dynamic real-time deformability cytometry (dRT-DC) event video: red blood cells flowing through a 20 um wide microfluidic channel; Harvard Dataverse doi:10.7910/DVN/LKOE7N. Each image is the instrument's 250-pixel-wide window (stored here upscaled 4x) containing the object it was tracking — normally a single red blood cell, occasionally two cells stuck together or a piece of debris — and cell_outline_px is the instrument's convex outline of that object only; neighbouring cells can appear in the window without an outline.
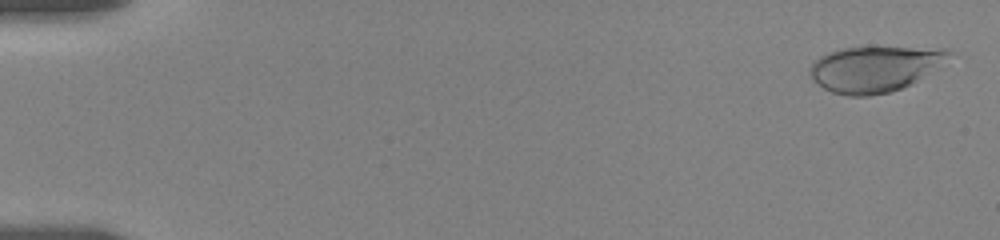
{"species": "human", "species_latin": "Homo sapiens", "temperature_condition": "room temperature", "stored_images_in_passage": 13, "camera_frame_rate_fps": 3000, "um_per_image_px": 0.085, "donor": {"sex": "female"}, "frame": {"image": 1, "passage_image": 1, "time_ms": 0.0, "image_size_px": [1000, 240], "cell_outline_px": [[952, 52], [912, 84], [892, 92], [868, 96], [848, 96], [832, 92], [824, 88], [812, 80], [808, 72], [808, 68], [812, 60], [828, 52], [844, 48], [944, 48]], "centroid_in_image_um": [74.21, 5.88], "position_along_channel_um": 10.8, "area_um2": 36.41}}
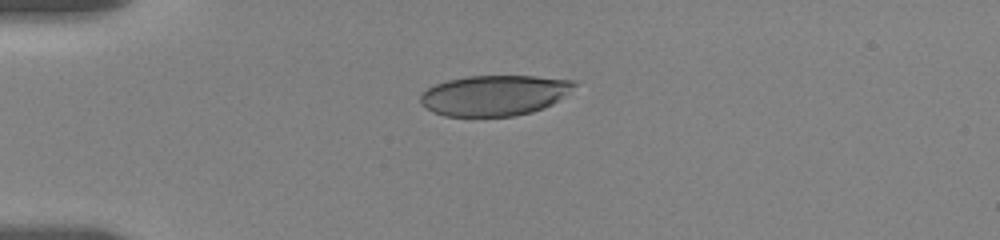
{"frame": {"image": 2, "passage_image": 7, "time_ms": 4.333, "image_size_px": [1000, 240], "cell_outline_px": [[576, 84], [552, 104], [544, 108], [532, 112], [512, 116], [444, 116], [432, 112], [420, 104], [420, 96], [428, 88], [436, 84], [448, 80], [468, 76], [536, 76], [576, 80]], "centroid_in_image_um": [41.99, 8.1], "position_along_channel_um": 43.0, "area_um2": 36.13}}
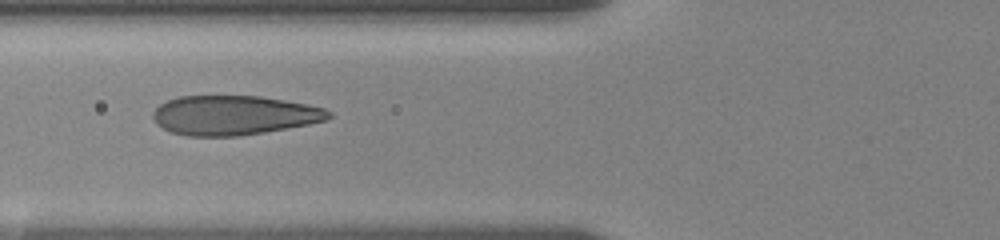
{"frame": {"image": 3, "passage_image": 12, "time_ms": 7.0, "image_size_px": [1000, 240], "cell_outline_px": [[332, 116], [324, 120], [308, 124], [264, 132], [240, 136], [188, 136], [172, 132], [156, 124], [152, 116], [152, 112], [160, 104], [168, 100], [180, 96], [260, 96], [284, 100], [324, 108], [332, 112]], "centroid_in_image_um": [19.85, 9.79], "position_along_channel_um": 106.0, "area_um2": 40.17}}